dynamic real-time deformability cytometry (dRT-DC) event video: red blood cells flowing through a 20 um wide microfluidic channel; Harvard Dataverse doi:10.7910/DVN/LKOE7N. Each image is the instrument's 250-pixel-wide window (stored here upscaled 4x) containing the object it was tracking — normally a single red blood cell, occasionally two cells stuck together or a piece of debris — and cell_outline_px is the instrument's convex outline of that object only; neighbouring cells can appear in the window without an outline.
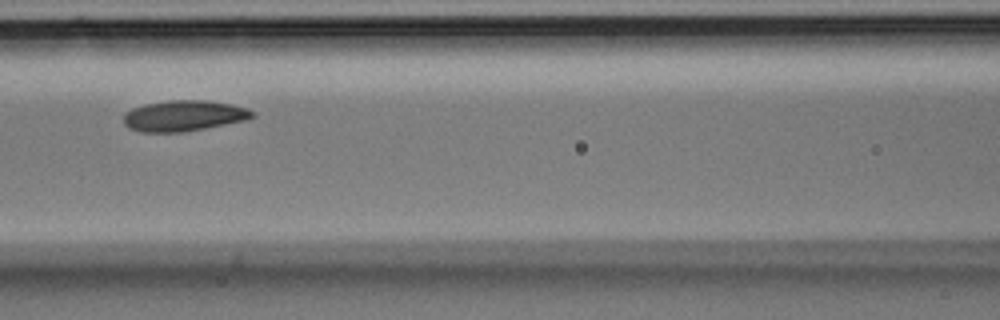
{"species": "Egyptian fruit bat (a non-hibernating species)", "species_latin": "Rousettus aegyptiacus", "temperature_condition": "room temperature", "stored_images_in_passage": 4, "camera_frame_rate_fps": 3000, "um_per_image_px": 0.085, "animal": {"sex": "male"}, "frame": {"image": 1, "passage_image": 4, "time_ms": 1.0, "image_size_px": [1000, 320], "cell_outline_px": [[256, 116], [248, 120], [184, 132], [140, 132], [128, 128], [124, 124], [124, 112], [132, 108], [144, 104], [168, 100], [204, 100], [232, 104], [248, 108], [256, 112]], "centroid_in_image_um": [15.65, 9.84], "position_along_channel_um": 151.0, "area_um2": 23.47}}